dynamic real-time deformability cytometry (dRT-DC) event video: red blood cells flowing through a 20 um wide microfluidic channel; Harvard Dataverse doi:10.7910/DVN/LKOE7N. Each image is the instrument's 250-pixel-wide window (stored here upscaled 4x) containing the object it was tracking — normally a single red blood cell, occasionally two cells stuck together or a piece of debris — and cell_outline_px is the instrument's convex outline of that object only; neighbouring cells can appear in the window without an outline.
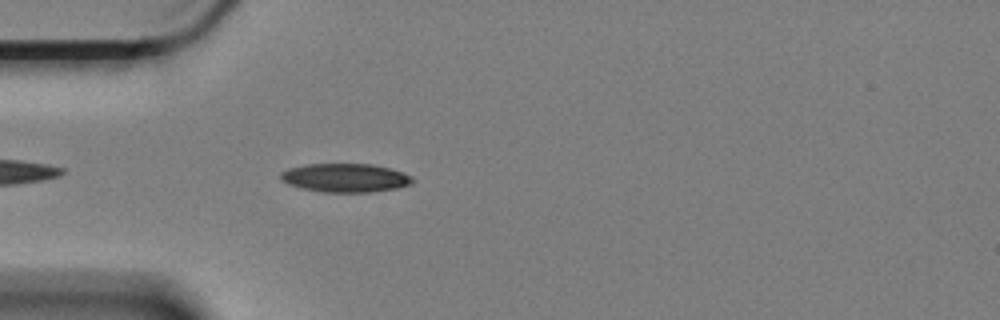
{"species": "Egyptian fruit bat (a non-hibernating species)", "species_latin": "Rousettus aegyptiacus", "temperature_condition": "cold", "stored_images_in_passage": 30, "camera_frame_rate_fps": 3000, "um_per_image_px": 0.085, "animal": {"sex": "female"}, "frame": {"image": 1, "passage_image": 4, "time_ms": 1.0, "image_size_px": [1000, 320], "cell_outline_px": [[412, 184], [396, 188], [368, 192], [324, 192], [300, 188], [288, 184], [280, 176], [280, 172], [288, 168], [304, 164], [372, 164], [388, 168], [412, 176]], "centroid_in_image_um": [29.31, 15.11], "position_along_channel_um": 55.7, "area_um2": 21.85}}
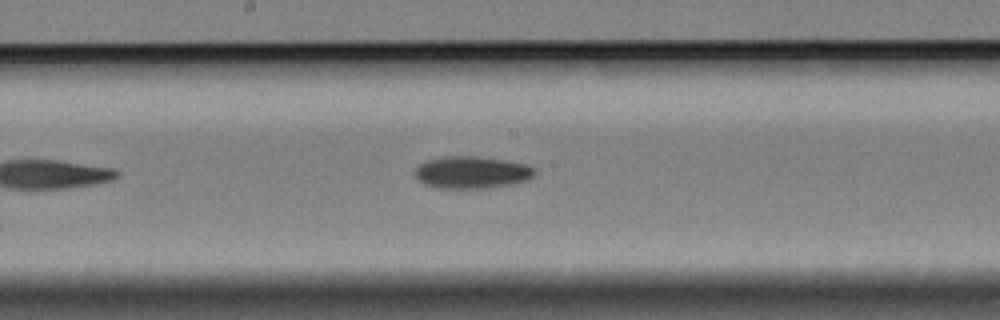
{"frame": {"image": 2, "passage_image": 18, "time_ms": 5.667, "image_size_px": [1000, 320], "cell_outline_px": [[536, 172], [528, 180], [512, 184], [480, 188], [440, 188], [424, 184], [416, 176], [416, 168], [420, 164], [428, 160], [444, 156], [476, 156], [504, 160], [524, 164], [536, 168]], "centroid_in_image_um": [40.12, 14.64], "position_along_channel_um": 208.1, "area_um2": 22.2}}
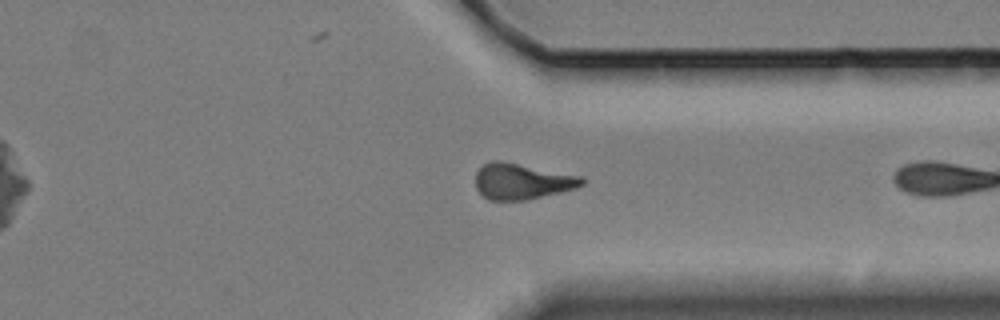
{"frame": {"image": 3, "passage_image": 29, "time_ms": 9.333, "image_size_px": [1000, 320], "cell_outline_px": [[584, 184], [576, 188], [528, 200], [488, 200], [476, 188], [476, 172], [484, 164], [492, 160], [500, 160], [584, 176]], "centroid_in_image_um": [44.39, 15.41], "position_along_channel_um": 367.0, "area_um2": 22.37}}